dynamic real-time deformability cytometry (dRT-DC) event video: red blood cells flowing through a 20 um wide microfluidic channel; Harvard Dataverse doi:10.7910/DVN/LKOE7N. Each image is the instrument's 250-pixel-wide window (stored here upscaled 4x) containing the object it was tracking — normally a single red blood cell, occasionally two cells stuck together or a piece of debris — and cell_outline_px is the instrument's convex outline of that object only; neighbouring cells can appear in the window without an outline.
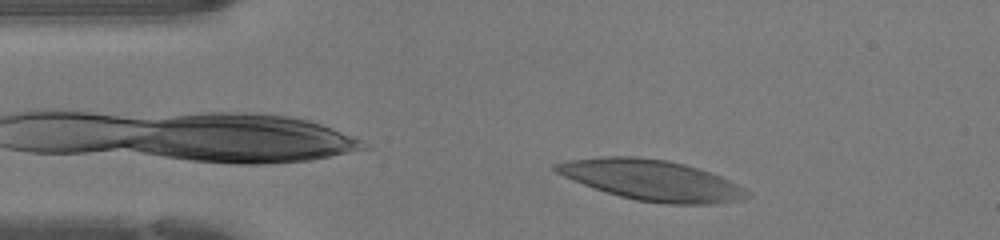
{"species": "human", "species_latin": "Homo sapiens", "temperature_condition": "warm", "stored_images_in_passage": 44, "camera_frame_rate_fps": 3000, "um_per_image_px": 0.085, "donor": {"sex": "female"}, "frame": {"image": 1, "passage_image": 4, "time_ms": 1.0, "image_size_px": [1000, 240], "cell_outline_px": [[752, 196], [744, 200], [712, 204], [672, 204], [636, 200], [620, 196], [584, 184], [564, 176], [556, 172], [552, 168], [552, 164], [568, 160], [604, 156], [636, 156], [668, 160], [684, 164], [720, 176], [752, 192]], "centroid_in_image_um": [55.43, 15.31], "position_along_channel_um": 29.6, "area_um2": 45.03}}
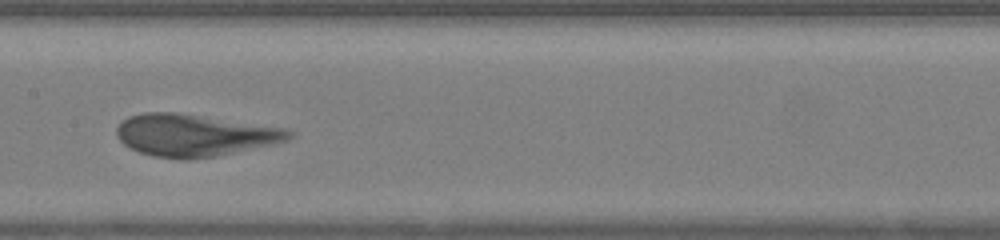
{"frame": {"image": 2, "passage_image": 19, "time_ms": 6.0, "image_size_px": [1000, 240], "cell_outline_px": [[292, 136], [288, 140], [272, 144], [216, 156], [188, 160], [152, 156], [140, 152], [124, 144], [116, 136], [116, 128], [128, 116], [144, 112], [176, 112], [284, 128], [292, 132]], "centroid_in_image_um": [16.48, 11.49], "position_along_channel_um": 190.9, "area_um2": 41.91}}
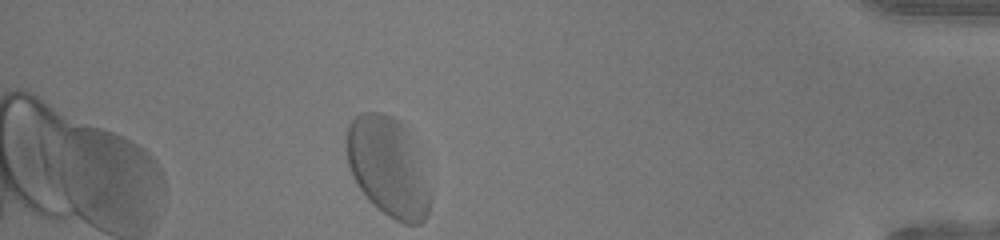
{"frame": {"image": 3, "passage_image": 38, "time_ms": 12.333, "image_size_px": [1000, 240], "cell_outline_px": [[432, 196], [428, 212], [424, 220], [420, 224], [404, 224], [388, 216], [372, 204], [360, 188], [352, 176], [348, 164], [348, 124], [360, 112], [380, 112], [392, 116], [400, 120], [404, 124], [412, 140]], "centroid_in_image_um": [32.99, 14.2], "position_along_channel_um": 402.2, "area_um2": 48.03}, "authors_computed_cell_mechanics": {"area_um2": 43.5812, "velocity_mm_per_s": 4.1331, "shape_relaxation_time_tau1_ms": 2.5396, "shape_relaxation_time_tau2_ms": null, "deformation_change_tau1": 0.1339, "deformation_change_tau2": null}}